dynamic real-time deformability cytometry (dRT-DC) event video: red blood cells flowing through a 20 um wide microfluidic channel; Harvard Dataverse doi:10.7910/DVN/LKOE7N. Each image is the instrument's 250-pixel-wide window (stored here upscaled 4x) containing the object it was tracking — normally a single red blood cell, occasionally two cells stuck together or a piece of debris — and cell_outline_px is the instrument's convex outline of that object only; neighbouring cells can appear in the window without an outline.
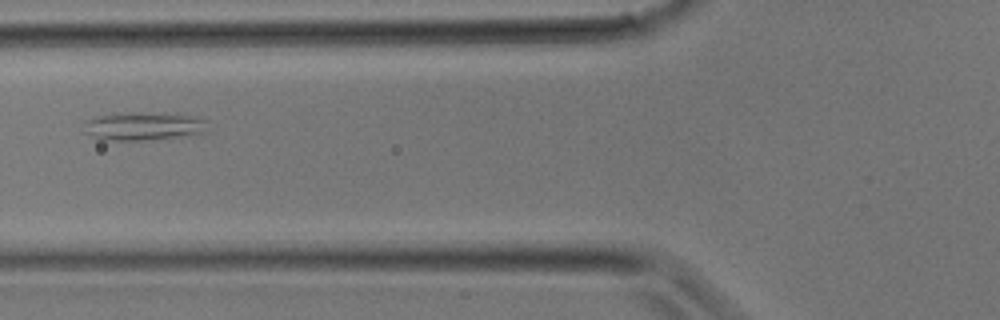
{"species": "common noctule bat (a hibernating species)", "species_latin": "Nyctalus noctula", "temperature_condition": "room temperature", "stored_images_in_passage": 29, "camera_frame_rate_fps": 3000, "um_per_image_px": 0.085, "animal": {"sex": "male", "body_mass_g": 17.9}, "frame": {"image": 1, "passage_image": 10, "time_ms": 3.0, "image_size_px": [1000, 320], "cell_outline_px": [[208, 132], [152, 140], [104, 140], [84, 132], [84, 120], [92, 116], [120, 112], [132, 112], [196, 116], [208, 120]], "centroid_in_image_um": [12.18, 10.72], "position_along_channel_um": 113.6, "area_um2": 20.69}}
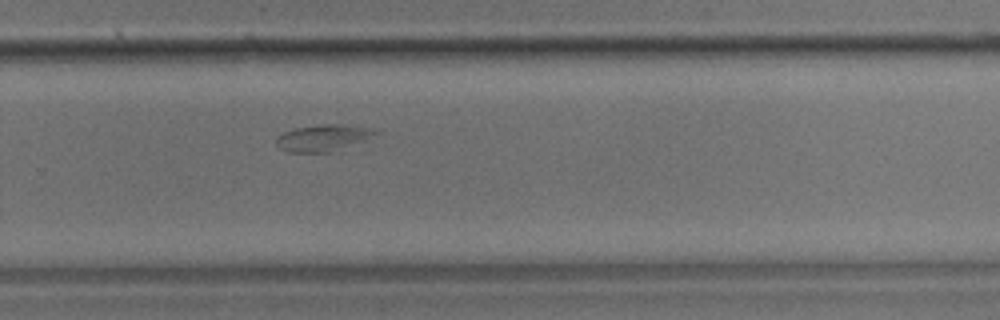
{"frame": {"image": 2, "passage_image": 19, "time_ms": 6.0, "image_size_px": [1000, 320], "cell_outline_px": [[384, 132], [340, 152], [288, 152], [280, 148], [276, 144], [276, 136], [284, 132], [296, 128], [320, 124], [336, 124], [368, 128]], "centroid_in_image_um": [27.53, 11.74], "position_along_channel_um": 302.3, "area_um2": 15.78}}
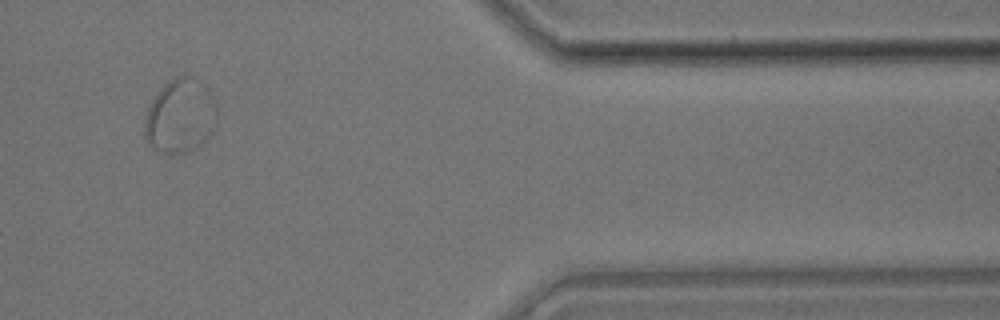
{"frame": {"image": 3, "passage_image": 25, "time_ms": 8.0, "image_size_px": [1000, 320], "cell_outline_px": [[216, 124], [208, 136], [200, 144], [192, 148], [180, 152], [160, 152], [152, 148], [148, 144], [144, 136], [144, 120], [148, 108], [152, 100], [160, 88], [168, 80], [176, 76], [188, 76], [204, 84], [208, 88], [216, 104]], "centroid_in_image_um": [15.29, 9.83], "position_along_channel_um": 396.1, "area_um2": 30.98}}